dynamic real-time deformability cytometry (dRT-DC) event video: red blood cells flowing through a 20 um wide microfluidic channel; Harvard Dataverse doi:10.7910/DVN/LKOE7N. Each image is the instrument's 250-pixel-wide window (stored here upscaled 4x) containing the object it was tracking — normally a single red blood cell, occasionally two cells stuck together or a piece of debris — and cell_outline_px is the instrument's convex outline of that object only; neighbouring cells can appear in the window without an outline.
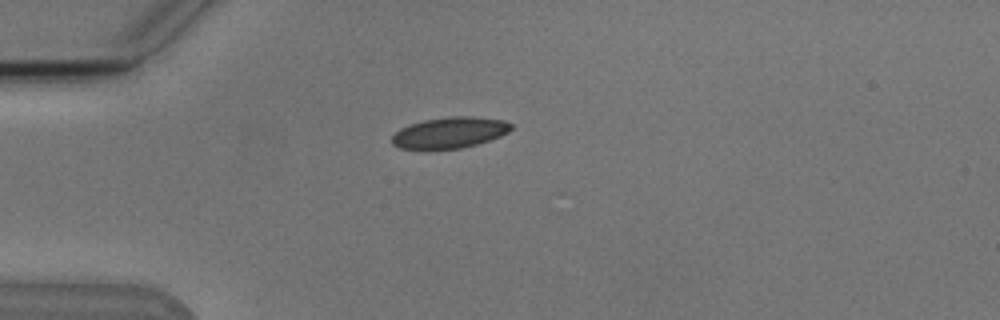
{"species": "Egyptian fruit bat (a non-hibernating species)", "species_latin": "Rousettus aegyptiacus", "temperature_condition": "cold", "stored_images_in_passage": 3, "camera_frame_rate_fps": 3000, "um_per_image_px": 0.085, "animal": {"sex": "male"}, "frame": {"image": 1, "passage_image": 1, "time_ms": 0.0, "image_size_px": [1000, 320], "cell_outline_px": [[512, 128], [508, 132], [500, 136], [476, 144], [460, 148], [400, 148], [392, 144], [392, 136], [400, 128], [424, 120], [452, 116], [472, 116], [504, 120], [512, 124]], "centroid_in_image_um": [38.24, 11.25], "position_along_channel_um": 46.8, "area_um2": 21.15}}